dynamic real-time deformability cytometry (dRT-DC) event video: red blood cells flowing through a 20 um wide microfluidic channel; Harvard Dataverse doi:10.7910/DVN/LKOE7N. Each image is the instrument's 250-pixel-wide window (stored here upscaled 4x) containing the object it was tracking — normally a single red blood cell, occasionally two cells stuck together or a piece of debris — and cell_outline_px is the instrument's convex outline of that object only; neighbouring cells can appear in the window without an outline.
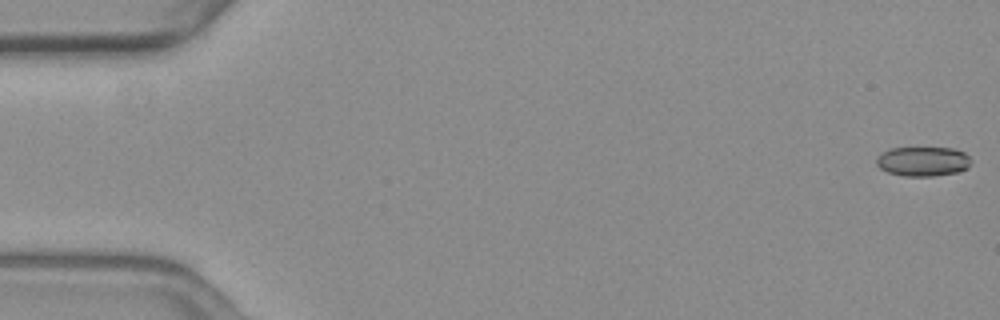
{"species": "common noctule bat (a hibernating species)", "species_latin": "Nyctalus noctula", "temperature_condition": "warm", "stored_images_in_passage": 57, "camera_frame_rate_fps": 3000, "um_per_image_px": 0.085, "animal": {"sex": "female", "body_mass_g": 19.3, "forearm_length_mm": 54.1}, "frame": {"image": 1, "passage_image": 1, "time_ms": 0.0, "image_size_px": [1000, 320], "cell_outline_px": [[972, 160], [968, 168], [960, 172], [932, 176], [904, 176], [888, 172], [880, 168], [876, 164], [876, 156], [892, 148], [956, 148], [964, 152]], "centroid_in_image_um": [78.48, 13.72], "position_along_channel_um": 6.5, "area_um2": 16.42}}
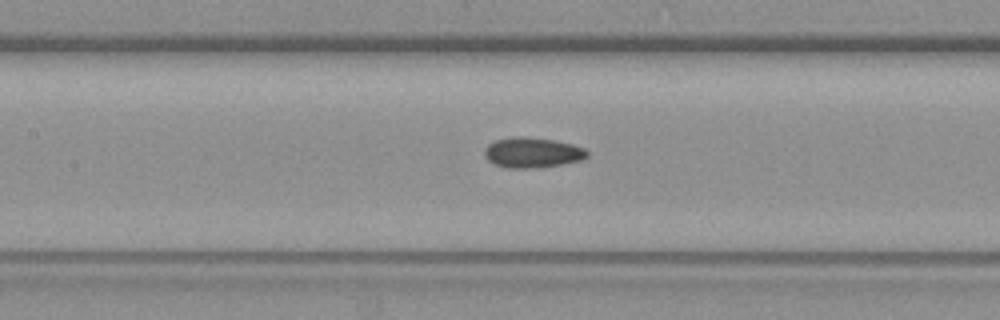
{"frame": {"image": 2, "passage_image": 26, "time_ms": 8.333, "image_size_px": [1000, 320], "cell_outline_px": [[588, 156], [580, 160], [540, 168], [504, 168], [488, 160], [484, 156], [484, 148], [488, 144], [496, 140], [516, 136], [524, 136], [552, 140], [572, 144], [584, 148], [588, 152]], "centroid_in_image_um": [45.22, 12.97], "position_along_channel_um": 162.2, "area_um2": 18.09}}
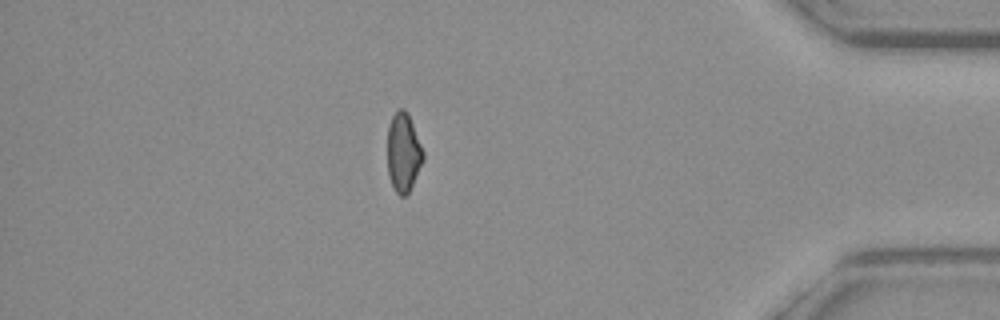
{"frame": {"image": 3, "passage_image": 49, "time_ms": 16.0, "image_size_px": [1000, 320], "cell_outline_px": [[424, 160], [408, 192], [404, 196], [400, 196], [396, 192], [388, 176], [388, 124], [392, 116], [400, 108], [404, 108], [408, 112], [424, 152]], "centroid_in_image_um": [34.29, 12.93], "position_along_channel_um": 400.9, "area_um2": 16.36}, "authors_computed_cell_mechanics": {"area_um2": 17.2822, "velocity_mm_per_s": 3.6818, "shape_relaxation_time_tau1_ms": null, "shape_relaxation_time_tau2_ms": 3.1982, "deformation_change_tau1": null, "deformation_change_tau2": 0.0707}}